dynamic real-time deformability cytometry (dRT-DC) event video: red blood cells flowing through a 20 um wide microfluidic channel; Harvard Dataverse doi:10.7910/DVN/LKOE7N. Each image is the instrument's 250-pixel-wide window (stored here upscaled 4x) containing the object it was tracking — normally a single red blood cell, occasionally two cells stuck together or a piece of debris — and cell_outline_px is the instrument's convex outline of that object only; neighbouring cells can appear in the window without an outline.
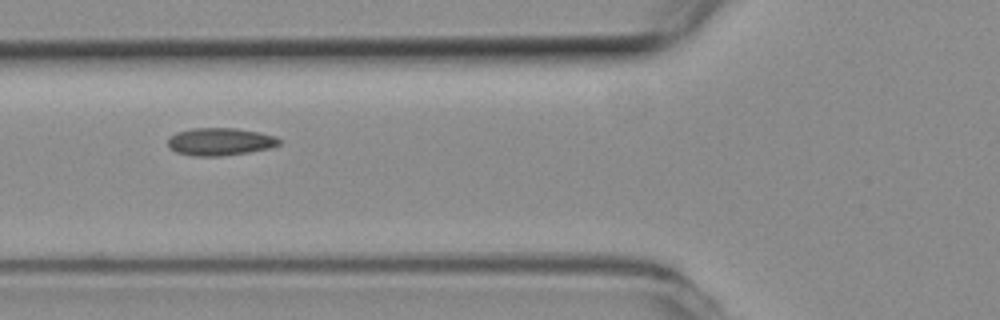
{"species": "common noctule bat (a hibernating species)", "species_latin": "Nyctalus noctula", "temperature_condition": "room temperature", "stored_images_in_passage": 8, "segment_of_instrument_passage": [1, 2], "camera_frame_rate_fps": 3000, "um_per_image_px": 0.085, "animal": {"sex": "female", "body_mass_g": 19.3, "forearm_length_mm": 54.1}, "frame": {"image": 1, "passage_image": 3, "time_ms": 0.667, "image_size_px": [1000, 320], "cell_outline_px": [[284, 140], [280, 144], [268, 148], [248, 152], [220, 156], [192, 156], [176, 152], [168, 144], [168, 140], [176, 132], [192, 128], [236, 128], [260, 132], [276, 136]], "centroid_in_image_um": [18.75, 12.03], "position_along_channel_um": 107.1, "area_um2": 17.92}}
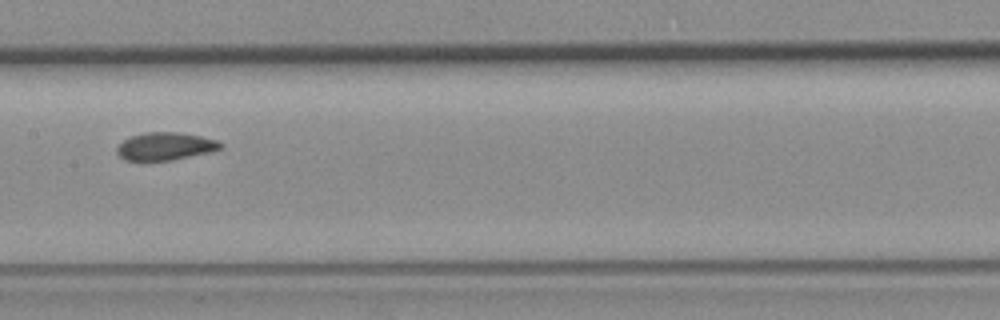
{"frame": {"image": 2, "passage_image": 5, "time_ms": 1.333, "image_size_px": [1000, 320], "cell_outline_px": [[224, 144], [220, 148], [212, 152], [172, 160], [124, 160], [116, 152], [116, 148], [124, 140], [132, 136], [144, 132], [176, 132], [200, 136], [216, 140]], "centroid_in_image_um": [14.06, 12.43], "position_along_channel_um": 193.3, "area_um2": 16.65}}
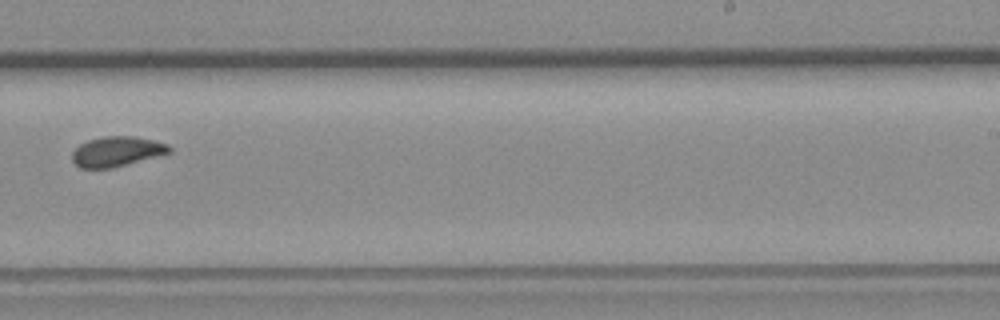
{"frame": {"image": 3, "passage_image": 7, "time_ms": 2.0, "image_size_px": [1000, 320], "cell_outline_px": [[172, 152], [112, 168], [80, 168], [72, 160], [72, 152], [80, 144], [88, 140], [104, 136], [136, 136], [168, 144], [172, 148]], "centroid_in_image_um": [9.93, 12.87], "position_along_channel_um": 279.1, "area_um2": 16.94}}